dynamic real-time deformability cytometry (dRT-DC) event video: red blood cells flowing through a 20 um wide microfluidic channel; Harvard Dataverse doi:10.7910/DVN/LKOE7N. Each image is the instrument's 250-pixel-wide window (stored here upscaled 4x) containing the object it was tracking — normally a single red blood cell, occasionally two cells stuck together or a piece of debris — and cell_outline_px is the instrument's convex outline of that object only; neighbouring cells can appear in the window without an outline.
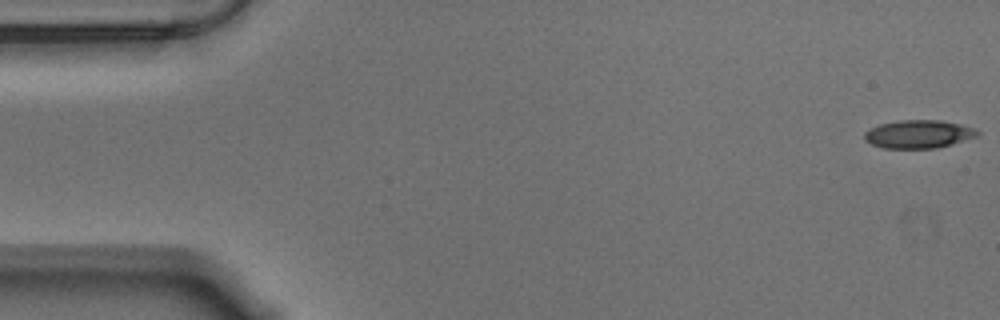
{"species": "Egyptian fruit bat (a non-hibernating species)", "species_latin": "Rousettus aegyptiacus", "temperature_condition": "warm", "stored_images_in_passage": 57, "camera_frame_rate_fps": 3000, "um_per_image_px": 0.085, "animal": {"sex": "male"}, "frame": {"image": 1, "passage_image": 1, "time_ms": 0.0, "image_size_px": [1000, 320], "cell_outline_px": [[980, 132], [976, 136], [952, 144], [936, 148], [884, 148], [872, 144], [864, 140], [864, 132], [880, 124], [900, 120], [940, 120], [960, 124], [972, 128]], "centroid_in_image_um": [78.05, 11.4], "position_along_channel_um": 6.9, "area_um2": 18.32}}
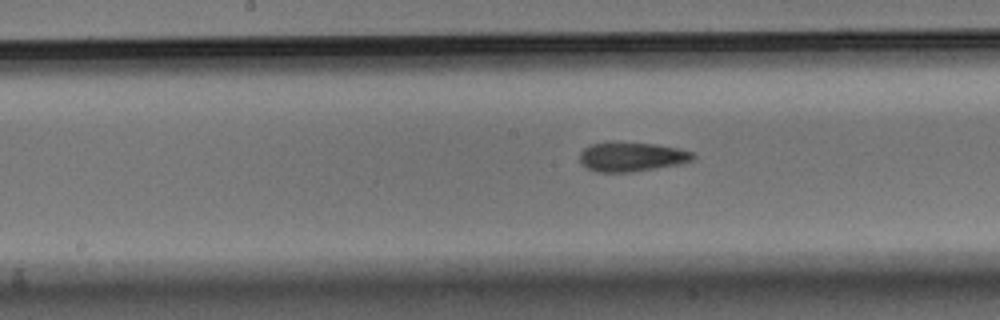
{"frame": {"image": 2, "passage_image": 28, "time_ms": 9.0, "image_size_px": [1000, 320], "cell_outline_px": [[696, 156], [692, 160], [676, 164], [632, 172], [596, 172], [588, 168], [580, 160], [580, 152], [584, 148], [592, 144], [608, 140], [612, 140], [656, 144], [676, 148], [692, 152]], "centroid_in_image_um": [53.64, 13.29], "position_along_channel_um": 194.6, "area_um2": 19.48}}
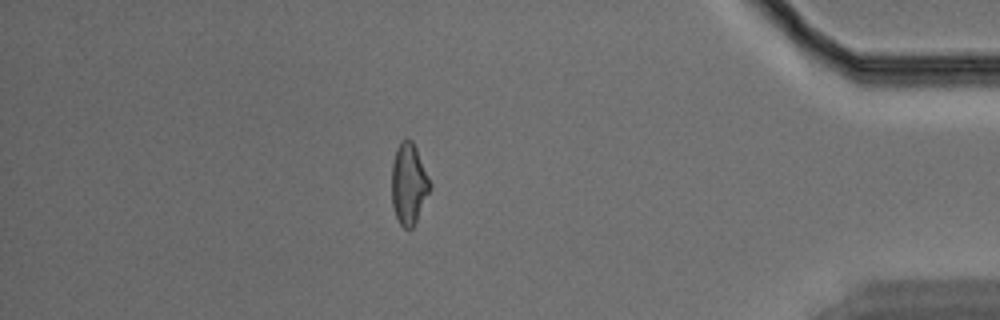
{"frame": {"image": 3, "passage_image": 49, "time_ms": 16.0, "image_size_px": [1000, 320], "cell_outline_px": [[432, 188], [412, 228], [404, 228], [400, 224], [396, 216], [392, 204], [392, 164], [396, 148], [400, 140], [408, 136], [412, 140], [416, 148], [432, 184]], "centroid_in_image_um": [34.75, 15.58], "position_along_channel_um": 400.4, "area_um2": 18.21}, "authors_computed_cell_mechanics": {"area_um2": 18.7272, "velocity_mm_per_s": 3.5438, "shape_relaxation_time_tau1_ms": 8.6505, "shape_relaxation_time_tau2_ms": 3.2056, "deformation_change_tau1": 0.1953, "deformation_change_tau2": 0.1166}}